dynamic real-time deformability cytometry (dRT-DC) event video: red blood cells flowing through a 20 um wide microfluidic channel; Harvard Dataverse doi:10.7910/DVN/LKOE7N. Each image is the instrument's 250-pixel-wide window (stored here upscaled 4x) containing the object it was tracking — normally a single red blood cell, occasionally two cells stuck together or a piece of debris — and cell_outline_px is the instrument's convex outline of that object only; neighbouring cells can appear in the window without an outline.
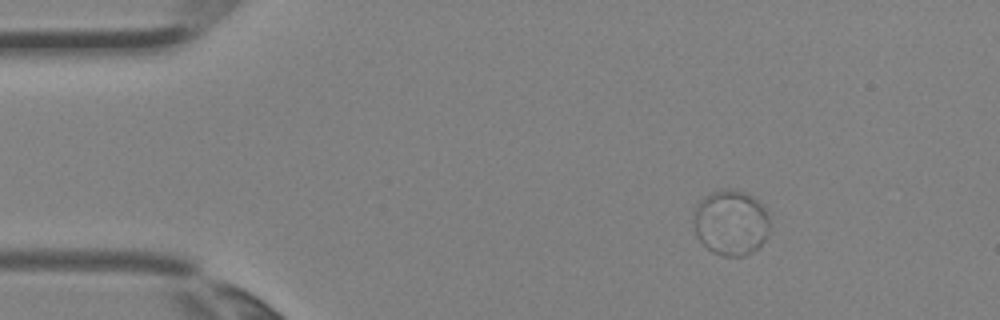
{"species": "Egyptian fruit bat (a non-hibernating species)", "species_latin": "Rousettus aegyptiacus", "temperature_condition": "room temperature", "stored_images_in_passage": 2, "camera_frame_rate_fps": 3000, "um_per_image_px": 0.085, "animal": {"sex": "female"}, "frame": {"image": 1, "passage_image": 1, "time_ms": 0.0, "image_size_px": [1000, 320], "cell_outline_px": [[768, 236], [756, 248], [744, 256], [720, 256], [712, 252], [696, 236], [692, 224], [692, 208], [704, 196], [720, 188], [736, 188], [748, 192], [764, 204], [768, 212]], "centroid_in_image_um": [62.09, 18.87], "position_along_channel_um": 22.9, "area_um2": 29.94}}